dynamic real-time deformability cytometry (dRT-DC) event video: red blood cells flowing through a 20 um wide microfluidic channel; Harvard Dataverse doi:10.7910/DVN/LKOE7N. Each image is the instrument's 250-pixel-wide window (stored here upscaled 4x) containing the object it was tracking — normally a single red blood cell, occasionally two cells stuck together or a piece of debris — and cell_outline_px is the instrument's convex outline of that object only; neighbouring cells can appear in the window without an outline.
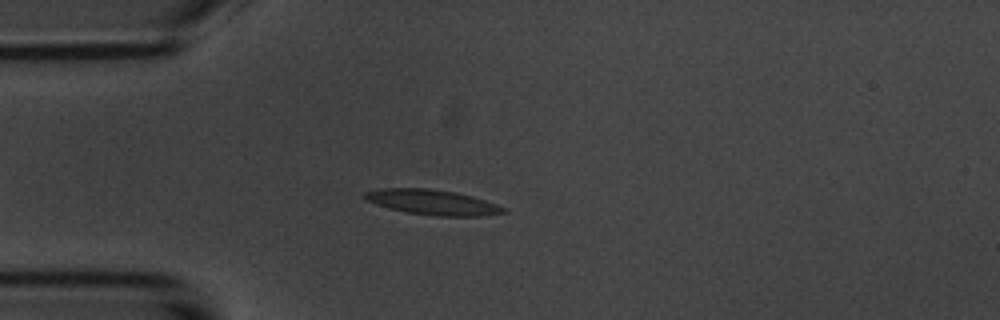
{"species": "common noctule bat (a hibernating species)", "species_latin": "Nyctalus noctula", "temperature_condition": "room temperature", "stored_images_in_passage": 4, "camera_frame_rate_fps": 3000, "um_per_image_px": 0.085, "animal": {"sex": "male", "body_mass_g": 20.1, "forearm_length_mm": 53.5}, "frame": {"image": 1, "passage_image": 3, "time_ms": 2.333, "image_size_px": [1000, 320], "cell_outline_px": [[508, 212], [480, 216], [436, 216], [408, 212], [392, 208], [368, 200], [364, 196], [364, 192], [384, 188], [428, 188], [456, 192], [472, 196], [496, 204], [504, 208]], "centroid_in_image_um": [36.82, 17.18], "position_along_channel_um": 48.2, "area_um2": 19.88}}